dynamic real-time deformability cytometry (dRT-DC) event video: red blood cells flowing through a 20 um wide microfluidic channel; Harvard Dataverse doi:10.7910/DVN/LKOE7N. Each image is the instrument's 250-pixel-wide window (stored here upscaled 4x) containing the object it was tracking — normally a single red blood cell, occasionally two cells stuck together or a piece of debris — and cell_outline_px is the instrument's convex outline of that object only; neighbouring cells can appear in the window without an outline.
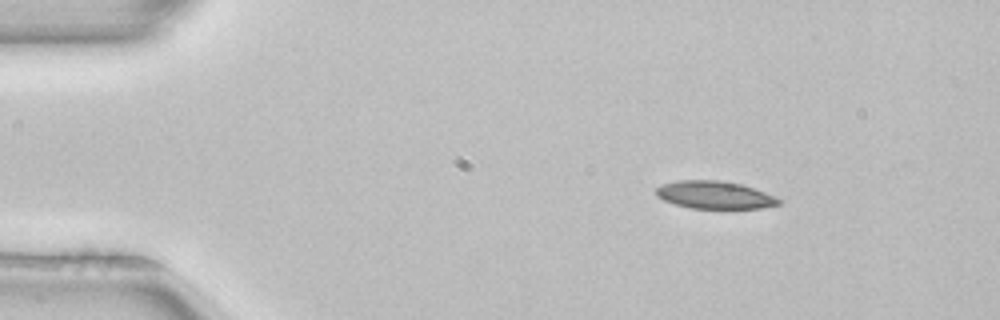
{"species": "common noctule bat (a hibernating species)", "species_latin": "Nyctalus noctula", "temperature_condition": "room temperature", "stored_images_in_passage": 4, "segment_of_instrument_passage": [1, 2], "camera_frame_rate_fps": 3000, "um_per_image_px": 0.085, "animal": {"sex": "female", "body_mass_g": 22.7, "forearm_length_mm": 54.2}, "frame": {"image": 1, "passage_image": 1, "time_ms": 0.0, "image_size_px": [1000, 320], "cell_outline_px": [[780, 204], [760, 208], [692, 208], [676, 204], [664, 200], [656, 196], [656, 188], [660, 184], [676, 180], [716, 180], [740, 184], [764, 192], [780, 200]], "centroid_in_image_um": [60.67, 16.56], "position_along_channel_um": 24.3, "area_um2": 19.48}}